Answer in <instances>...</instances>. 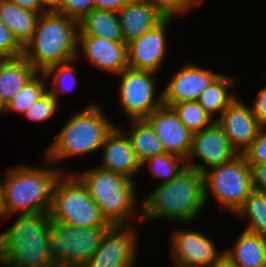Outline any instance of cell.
Wrapping results in <instances>:
<instances>
[{
    "label": "cell",
    "mask_w": 266,
    "mask_h": 267,
    "mask_svg": "<svg viewBox=\"0 0 266 267\" xmlns=\"http://www.w3.org/2000/svg\"><path fill=\"white\" fill-rule=\"evenodd\" d=\"M140 199L141 223L169 220L190 225L206 206L203 173L187 167Z\"/></svg>",
    "instance_id": "1"
},
{
    "label": "cell",
    "mask_w": 266,
    "mask_h": 267,
    "mask_svg": "<svg viewBox=\"0 0 266 267\" xmlns=\"http://www.w3.org/2000/svg\"><path fill=\"white\" fill-rule=\"evenodd\" d=\"M42 165L25 164L9 167L1 179L6 217L49 213L55 182L66 169L42 157ZM46 163V164H45ZM49 165V166H47Z\"/></svg>",
    "instance_id": "2"
},
{
    "label": "cell",
    "mask_w": 266,
    "mask_h": 267,
    "mask_svg": "<svg viewBox=\"0 0 266 267\" xmlns=\"http://www.w3.org/2000/svg\"><path fill=\"white\" fill-rule=\"evenodd\" d=\"M72 173L86 187L90 197L99 206L102 215L109 223L132 225L134 222H141V206L138 205L141 200L138 199L136 181L96 165L81 173L80 171Z\"/></svg>",
    "instance_id": "3"
},
{
    "label": "cell",
    "mask_w": 266,
    "mask_h": 267,
    "mask_svg": "<svg viewBox=\"0 0 266 267\" xmlns=\"http://www.w3.org/2000/svg\"><path fill=\"white\" fill-rule=\"evenodd\" d=\"M102 107L90 102L70 115L46 148L44 157L55 166L57 162L100 150L108 133L117 125L108 118Z\"/></svg>",
    "instance_id": "4"
},
{
    "label": "cell",
    "mask_w": 266,
    "mask_h": 267,
    "mask_svg": "<svg viewBox=\"0 0 266 267\" xmlns=\"http://www.w3.org/2000/svg\"><path fill=\"white\" fill-rule=\"evenodd\" d=\"M50 235L49 213L19 215L0 232L1 267H57L47 249Z\"/></svg>",
    "instance_id": "5"
},
{
    "label": "cell",
    "mask_w": 266,
    "mask_h": 267,
    "mask_svg": "<svg viewBox=\"0 0 266 267\" xmlns=\"http://www.w3.org/2000/svg\"><path fill=\"white\" fill-rule=\"evenodd\" d=\"M79 21L47 10L41 13L31 40L23 47V57L38 71L73 61L77 56Z\"/></svg>",
    "instance_id": "6"
},
{
    "label": "cell",
    "mask_w": 266,
    "mask_h": 267,
    "mask_svg": "<svg viewBox=\"0 0 266 267\" xmlns=\"http://www.w3.org/2000/svg\"><path fill=\"white\" fill-rule=\"evenodd\" d=\"M49 216L51 221L83 228L112 226L86 187L70 170L62 173L55 182Z\"/></svg>",
    "instance_id": "7"
},
{
    "label": "cell",
    "mask_w": 266,
    "mask_h": 267,
    "mask_svg": "<svg viewBox=\"0 0 266 267\" xmlns=\"http://www.w3.org/2000/svg\"><path fill=\"white\" fill-rule=\"evenodd\" d=\"M206 204L212 196L219 206L234 215L253 189L251 168L239 154L232 161L203 172ZM211 195V196H210Z\"/></svg>",
    "instance_id": "8"
},
{
    "label": "cell",
    "mask_w": 266,
    "mask_h": 267,
    "mask_svg": "<svg viewBox=\"0 0 266 267\" xmlns=\"http://www.w3.org/2000/svg\"><path fill=\"white\" fill-rule=\"evenodd\" d=\"M110 227L83 228L51 221L48 253L57 267H82L97 251Z\"/></svg>",
    "instance_id": "9"
},
{
    "label": "cell",
    "mask_w": 266,
    "mask_h": 267,
    "mask_svg": "<svg viewBox=\"0 0 266 267\" xmlns=\"http://www.w3.org/2000/svg\"><path fill=\"white\" fill-rule=\"evenodd\" d=\"M158 73L127 68L120 77L118 99L122 112L128 120L145 119L162 103V91L156 93Z\"/></svg>",
    "instance_id": "10"
},
{
    "label": "cell",
    "mask_w": 266,
    "mask_h": 267,
    "mask_svg": "<svg viewBox=\"0 0 266 267\" xmlns=\"http://www.w3.org/2000/svg\"><path fill=\"white\" fill-rule=\"evenodd\" d=\"M137 227L112 225L100 246L82 267H134L138 262Z\"/></svg>",
    "instance_id": "11"
},
{
    "label": "cell",
    "mask_w": 266,
    "mask_h": 267,
    "mask_svg": "<svg viewBox=\"0 0 266 267\" xmlns=\"http://www.w3.org/2000/svg\"><path fill=\"white\" fill-rule=\"evenodd\" d=\"M170 259L182 267H209L223 253L216 242L202 231L176 228L170 233Z\"/></svg>",
    "instance_id": "12"
},
{
    "label": "cell",
    "mask_w": 266,
    "mask_h": 267,
    "mask_svg": "<svg viewBox=\"0 0 266 267\" xmlns=\"http://www.w3.org/2000/svg\"><path fill=\"white\" fill-rule=\"evenodd\" d=\"M238 155L222 127L214 121L209 127L193 133L192 148L186 165L203 173L211 167L232 161ZM194 159H198L199 163Z\"/></svg>",
    "instance_id": "13"
},
{
    "label": "cell",
    "mask_w": 266,
    "mask_h": 267,
    "mask_svg": "<svg viewBox=\"0 0 266 267\" xmlns=\"http://www.w3.org/2000/svg\"><path fill=\"white\" fill-rule=\"evenodd\" d=\"M174 18H165L157 26L127 44L128 68L159 73L167 58V28Z\"/></svg>",
    "instance_id": "14"
},
{
    "label": "cell",
    "mask_w": 266,
    "mask_h": 267,
    "mask_svg": "<svg viewBox=\"0 0 266 267\" xmlns=\"http://www.w3.org/2000/svg\"><path fill=\"white\" fill-rule=\"evenodd\" d=\"M220 74L195 62L187 61L161 90L163 105L171 107L183 101H197L201 93Z\"/></svg>",
    "instance_id": "15"
},
{
    "label": "cell",
    "mask_w": 266,
    "mask_h": 267,
    "mask_svg": "<svg viewBox=\"0 0 266 267\" xmlns=\"http://www.w3.org/2000/svg\"><path fill=\"white\" fill-rule=\"evenodd\" d=\"M76 58L116 76L128 68L127 45L102 37L78 35Z\"/></svg>",
    "instance_id": "16"
},
{
    "label": "cell",
    "mask_w": 266,
    "mask_h": 267,
    "mask_svg": "<svg viewBox=\"0 0 266 267\" xmlns=\"http://www.w3.org/2000/svg\"><path fill=\"white\" fill-rule=\"evenodd\" d=\"M161 140L165 153L187 160L193 133L180 121L172 107L161 105L144 119Z\"/></svg>",
    "instance_id": "17"
},
{
    "label": "cell",
    "mask_w": 266,
    "mask_h": 267,
    "mask_svg": "<svg viewBox=\"0 0 266 267\" xmlns=\"http://www.w3.org/2000/svg\"><path fill=\"white\" fill-rule=\"evenodd\" d=\"M242 100L236 97L216 120L239 154L250 147L261 127L251 107Z\"/></svg>",
    "instance_id": "18"
},
{
    "label": "cell",
    "mask_w": 266,
    "mask_h": 267,
    "mask_svg": "<svg viewBox=\"0 0 266 267\" xmlns=\"http://www.w3.org/2000/svg\"><path fill=\"white\" fill-rule=\"evenodd\" d=\"M102 150V162L98 167L114 173L127 176L134 181L135 174L141 172V163L138 161L132 148L131 141L120 124L106 136Z\"/></svg>",
    "instance_id": "19"
},
{
    "label": "cell",
    "mask_w": 266,
    "mask_h": 267,
    "mask_svg": "<svg viewBox=\"0 0 266 267\" xmlns=\"http://www.w3.org/2000/svg\"><path fill=\"white\" fill-rule=\"evenodd\" d=\"M117 14L126 45L165 19L150 0H133Z\"/></svg>",
    "instance_id": "20"
},
{
    "label": "cell",
    "mask_w": 266,
    "mask_h": 267,
    "mask_svg": "<svg viewBox=\"0 0 266 267\" xmlns=\"http://www.w3.org/2000/svg\"><path fill=\"white\" fill-rule=\"evenodd\" d=\"M38 71L23 57L0 59V100L4 106Z\"/></svg>",
    "instance_id": "21"
},
{
    "label": "cell",
    "mask_w": 266,
    "mask_h": 267,
    "mask_svg": "<svg viewBox=\"0 0 266 267\" xmlns=\"http://www.w3.org/2000/svg\"><path fill=\"white\" fill-rule=\"evenodd\" d=\"M232 248L224 250L237 267H266V237L243 230Z\"/></svg>",
    "instance_id": "22"
},
{
    "label": "cell",
    "mask_w": 266,
    "mask_h": 267,
    "mask_svg": "<svg viewBox=\"0 0 266 267\" xmlns=\"http://www.w3.org/2000/svg\"><path fill=\"white\" fill-rule=\"evenodd\" d=\"M41 13L44 12H32L9 0H0V21L22 47L31 40Z\"/></svg>",
    "instance_id": "23"
},
{
    "label": "cell",
    "mask_w": 266,
    "mask_h": 267,
    "mask_svg": "<svg viewBox=\"0 0 266 267\" xmlns=\"http://www.w3.org/2000/svg\"><path fill=\"white\" fill-rule=\"evenodd\" d=\"M237 79L236 75L230 76L221 73L198 98L197 102L215 121L239 96L236 91L232 92L235 88L233 86L237 84Z\"/></svg>",
    "instance_id": "24"
},
{
    "label": "cell",
    "mask_w": 266,
    "mask_h": 267,
    "mask_svg": "<svg viewBox=\"0 0 266 267\" xmlns=\"http://www.w3.org/2000/svg\"><path fill=\"white\" fill-rule=\"evenodd\" d=\"M78 35L96 36L124 42L117 12L92 9L79 20Z\"/></svg>",
    "instance_id": "25"
},
{
    "label": "cell",
    "mask_w": 266,
    "mask_h": 267,
    "mask_svg": "<svg viewBox=\"0 0 266 267\" xmlns=\"http://www.w3.org/2000/svg\"><path fill=\"white\" fill-rule=\"evenodd\" d=\"M129 129L121 127L128 135L140 163L150 157L165 153L163 144L150 125L144 120H127Z\"/></svg>",
    "instance_id": "26"
},
{
    "label": "cell",
    "mask_w": 266,
    "mask_h": 267,
    "mask_svg": "<svg viewBox=\"0 0 266 267\" xmlns=\"http://www.w3.org/2000/svg\"><path fill=\"white\" fill-rule=\"evenodd\" d=\"M246 221L245 231L266 237V193L253 190L234 217Z\"/></svg>",
    "instance_id": "27"
},
{
    "label": "cell",
    "mask_w": 266,
    "mask_h": 267,
    "mask_svg": "<svg viewBox=\"0 0 266 267\" xmlns=\"http://www.w3.org/2000/svg\"><path fill=\"white\" fill-rule=\"evenodd\" d=\"M145 165L150 172L151 181L162 184L169 182L187 168L186 160L174 154L162 153L141 163V172ZM158 180V181H157Z\"/></svg>",
    "instance_id": "28"
},
{
    "label": "cell",
    "mask_w": 266,
    "mask_h": 267,
    "mask_svg": "<svg viewBox=\"0 0 266 267\" xmlns=\"http://www.w3.org/2000/svg\"><path fill=\"white\" fill-rule=\"evenodd\" d=\"M48 80L43 72H38L17 92L5 106L4 115L16 113L22 115L47 91Z\"/></svg>",
    "instance_id": "29"
},
{
    "label": "cell",
    "mask_w": 266,
    "mask_h": 267,
    "mask_svg": "<svg viewBox=\"0 0 266 267\" xmlns=\"http://www.w3.org/2000/svg\"><path fill=\"white\" fill-rule=\"evenodd\" d=\"M76 61L78 60L75 59L70 62L55 64L50 66L43 72L48 80L47 87H49V89L47 90L53 96H55L57 100L61 99L60 97L62 96V94H67L68 92L73 91L75 87H77L76 83L78 79L76 78V75L78 71L75 68ZM50 78L53 84L50 83L49 85Z\"/></svg>",
    "instance_id": "30"
},
{
    "label": "cell",
    "mask_w": 266,
    "mask_h": 267,
    "mask_svg": "<svg viewBox=\"0 0 266 267\" xmlns=\"http://www.w3.org/2000/svg\"><path fill=\"white\" fill-rule=\"evenodd\" d=\"M171 107L178 114L180 121L192 133L209 127L215 121L197 101H183L173 104Z\"/></svg>",
    "instance_id": "31"
},
{
    "label": "cell",
    "mask_w": 266,
    "mask_h": 267,
    "mask_svg": "<svg viewBox=\"0 0 266 267\" xmlns=\"http://www.w3.org/2000/svg\"><path fill=\"white\" fill-rule=\"evenodd\" d=\"M60 100H57L48 90L29 107L21 116L29 120L30 122H45L53 118L59 111Z\"/></svg>",
    "instance_id": "32"
},
{
    "label": "cell",
    "mask_w": 266,
    "mask_h": 267,
    "mask_svg": "<svg viewBox=\"0 0 266 267\" xmlns=\"http://www.w3.org/2000/svg\"><path fill=\"white\" fill-rule=\"evenodd\" d=\"M165 18H175L188 15L202 4L198 0H150ZM197 6V7H196Z\"/></svg>",
    "instance_id": "33"
},
{
    "label": "cell",
    "mask_w": 266,
    "mask_h": 267,
    "mask_svg": "<svg viewBox=\"0 0 266 267\" xmlns=\"http://www.w3.org/2000/svg\"><path fill=\"white\" fill-rule=\"evenodd\" d=\"M92 9H95V0H60L52 10L79 21Z\"/></svg>",
    "instance_id": "34"
},
{
    "label": "cell",
    "mask_w": 266,
    "mask_h": 267,
    "mask_svg": "<svg viewBox=\"0 0 266 267\" xmlns=\"http://www.w3.org/2000/svg\"><path fill=\"white\" fill-rule=\"evenodd\" d=\"M23 56V47L11 31L0 21V59Z\"/></svg>",
    "instance_id": "35"
},
{
    "label": "cell",
    "mask_w": 266,
    "mask_h": 267,
    "mask_svg": "<svg viewBox=\"0 0 266 267\" xmlns=\"http://www.w3.org/2000/svg\"><path fill=\"white\" fill-rule=\"evenodd\" d=\"M248 164L266 163V126H261L250 147L243 153Z\"/></svg>",
    "instance_id": "36"
},
{
    "label": "cell",
    "mask_w": 266,
    "mask_h": 267,
    "mask_svg": "<svg viewBox=\"0 0 266 267\" xmlns=\"http://www.w3.org/2000/svg\"><path fill=\"white\" fill-rule=\"evenodd\" d=\"M263 71V72H262ZM261 72V79L265 80L266 83V70H262ZM264 88H260L259 92L254 98L252 102L251 110L252 113L256 116L257 121L260 126H266V86Z\"/></svg>",
    "instance_id": "37"
},
{
    "label": "cell",
    "mask_w": 266,
    "mask_h": 267,
    "mask_svg": "<svg viewBox=\"0 0 266 267\" xmlns=\"http://www.w3.org/2000/svg\"><path fill=\"white\" fill-rule=\"evenodd\" d=\"M249 165L251 168L253 189L266 193V163Z\"/></svg>",
    "instance_id": "38"
},
{
    "label": "cell",
    "mask_w": 266,
    "mask_h": 267,
    "mask_svg": "<svg viewBox=\"0 0 266 267\" xmlns=\"http://www.w3.org/2000/svg\"><path fill=\"white\" fill-rule=\"evenodd\" d=\"M133 0H95V9L118 12Z\"/></svg>",
    "instance_id": "39"
},
{
    "label": "cell",
    "mask_w": 266,
    "mask_h": 267,
    "mask_svg": "<svg viewBox=\"0 0 266 267\" xmlns=\"http://www.w3.org/2000/svg\"><path fill=\"white\" fill-rule=\"evenodd\" d=\"M19 7L32 12H46L48 9L40 0H9Z\"/></svg>",
    "instance_id": "40"
},
{
    "label": "cell",
    "mask_w": 266,
    "mask_h": 267,
    "mask_svg": "<svg viewBox=\"0 0 266 267\" xmlns=\"http://www.w3.org/2000/svg\"><path fill=\"white\" fill-rule=\"evenodd\" d=\"M209 267H237V266L226 256L225 253H223Z\"/></svg>",
    "instance_id": "41"
},
{
    "label": "cell",
    "mask_w": 266,
    "mask_h": 267,
    "mask_svg": "<svg viewBox=\"0 0 266 267\" xmlns=\"http://www.w3.org/2000/svg\"><path fill=\"white\" fill-rule=\"evenodd\" d=\"M6 207L4 202V194H3V188L0 178V219H6Z\"/></svg>",
    "instance_id": "42"
},
{
    "label": "cell",
    "mask_w": 266,
    "mask_h": 267,
    "mask_svg": "<svg viewBox=\"0 0 266 267\" xmlns=\"http://www.w3.org/2000/svg\"><path fill=\"white\" fill-rule=\"evenodd\" d=\"M42 4L48 9L51 10L53 9L60 0H40Z\"/></svg>",
    "instance_id": "43"
},
{
    "label": "cell",
    "mask_w": 266,
    "mask_h": 267,
    "mask_svg": "<svg viewBox=\"0 0 266 267\" xmlns=\"http://www.w3.org/2000/svg\"><path fill=\"white\" fill-rule=\"evenodd\" d=\"M4 110H5V106L3 105V103L1 102L0 100V113H4Z\"/></svg>",
    "instance_id": "44"
},
{
    "label": "cell",
    "mask_w": 266,
    "mask_h": 267,
    "mask_svg": "<svg viewBox=\"0 0 266 267\" xmlns=\"http://www.w3.org/2000/svg\"><path fill=\"white\" fill-rule=\"evenodd\" d=\"M202 5L206 3L207 0H198Z\"/></svg>",
    "instance_id": "45"
},
{
    "label": "cell",
    "mask_w": 266,
    "mask_h": 267,
    "mask_svg": "<svg viewBox=\"0 0 266 267\" xmlns=\"http://www.w3.org/2000/svg\"><path fill=\"white\" fill-rule=\"evenodd\" d=\"M173 267H182V266H179V265H175V264H173Z\"/></svg>",
    "instance_id": "46"
}]
</instances>
